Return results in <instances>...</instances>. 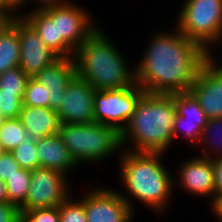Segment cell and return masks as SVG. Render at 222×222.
<instances>
[{
    "label": "cell",
    "instance_id": "1",
    "mask_svg": "<svg viewBox=\"0 0 222 222\" xmlns=\"http://www.w3.org/2000/svg\"><path fill=\"white\" fill-rule=\"evenodd\" d=\"M173 29V30H172ZM152 34L135 68V82L146 92H187L201 65L211 56L176 26Z\"/></svg>",
    "mask_w": 222,
    "mask_h": 222
},
{
    "label": "cell",
    "instance_id": "2",
    "mask_svg": "<svg viewBox=\"0 0 222 222\" xmlns=\"http://www.w3.org/2000/svg\"><path fill=\"white\" fill-rule=\"evenodd\" d=\"M163 154L165 153L133 152L125 149L121 151L118 174L124 192L122 189L119 193L133 213H136V202L156 214H164L169 209L168 203L174 193V175L161 161Z\"/></svg>",
    "mask_w": 222,
    "mask_h": 222
},
{
    "label": "cell",
    "instance_id": "3",
    "mask_svg": "<svg viewBox=\"0 0 222 222\" xmlns=\"http://www.w3.org/2000/svg\"><path fill=\"white\" fill-rule=\"evenodd\" d=\"M176 114L175 94L145 92L120 132L122 149L166 153L174 141Z\"/></svg>",
    "mask_w": 222,
    "mask_h": 222
},
{
    "label": "cell",
    "instance_id": "4",
    "mask_svg": "<svg viewBox=\"0 0 222 222\" xmlns=\"http://www.w3.org/2000/svg\"><path fill=\"white\" fill-rule=\"evenodd\" d=\"M104 31L100 25L75 50L76 75L95 90L131 87L136 83L135 68Z\"/></svg>",
    "mask_w": 222,
    "mask_h": 222
},
{
    "label": "cell",
    "instance_id": "5",
    "mask_svg": "<svg viewBox=\"0 0 222 222\" xmlns=\"http://www.w3.org/2000/svg\"><path fill=\"white\" fill-rule=\"evenodd\" d=\"M58 134L79 166L82 163H101L117 153L119 158L123 150L120 132L115 127L97 122L62 123Z\"/></svg>",
    "mask_w": 222,
    "mask_h": 222
},
{
    "label": "cell",
    "instance_id": "6",
    "mask_svg": "<svg viewBox=\"0 0 222 222\" xmlns=\"http://www.w3.org/2000/svg\"><path fill=\"white\" fill-rule=\"evenodd\" d=\"M183 1L174 26L214 55L211 47L222 43V0Z\"/></svg>",
    "mask_w": 222,
    "mask_h": 222
},
{
    "label": "cell",
    "instance_id": "7",
    "mask_svg": "<svg viewBox=\"0 0 222 222\" xmlns=\"http://www.w3.org/2000/svg\"><path fill=\"white\" fill-rule=\"evenodd\" d=\"M144 93L137 83L121 89L96 90L94 122L115 127L121 132Z\"/></svg>",
    "mask_w": 222,
    "mask_h": 222
},
{
    "label": "cell",
    "instance_id": "8",
    "mask_svg": "<svg viewBox=\"0 0 222 222\" xmlns=\"http://www.w3.org/2000/svg\"><path fill=\"white\" fill-rule=\"evenodd\" d=\"M69 178L71 177L60 171L45 167L31 170L30 186L25 202L19 207L20 213L35 208L59 206L71 193L74 194Z\"/></svg>",
    "mask_w": 222,
    "mask_h": 222
},
{
    "label": "cell",
    "instance_id": "9",
    "mask_svg": "<svg viewBox=\"0 0 222 222\" xmlns=\"http://www.w3.org/2000/svg\"><path fill=\"white\" fill-rule=\"evenodd\" d=\"M74 1L67 0L62 4L43 9V11L51 19H57L58 38H63L75 51L100 24L91 15V12L89 13L84 6Z\"/></svg>",
    "mask_w": 222,
    "mask_h": 222
},
{
    "label": "cell",
    "instance_id": "10",
    "mask_svg": "<svg viewBox=\"0 0 222 222\" xmlns=\"http://www.w3.org/2000/svg\"><path fill=\"white\" fill-rule=\"evenodd\" d=\"M211 55L197 73L190 92L208 119L222 118V61Z\"/></svg>",
    "mask_w": 222,
    "mask_h": 222
},
{
    "label": "cell",
    "instance_id": "11",
    "mask_svg": "<svg viewBox=\"0 0 222 222\" xmlns=\"http://www.w3.org/2000/svg\"><path fill=\"white\" fill-rule=\"evenodd\" d=\"M95 93L93 86L75 75L68 83L64 98L57 110L61 124L94 122Z\"/></svg>",
    "mask_w": 222,
    "mask_h": 222
},
{
    "label": "cell",
    "instance_id": "12",
    "mask_svg": "<svg viewBox=\"0 0 222 222\" xmlns=\"http://www.w3.org/2000/svg\"><path fill=\"white\" fill-rule=\"evenodd\" d=\"M186 159L184 162H181L177 176L175 177L174 175L173 177L174 193L176 188L179 190L180 187L185 193H189L192 196L209 198L210 201L208 202L211 204L215 198L212 161L199 155Z\"/></svg>",
    "mask_w": 222,
    "mask_h": 222
},
{
    "label": "cell",
    "instance_id": "13",
    "mask_svg": "<svg viewBox=\"0 0 222 222\" xmlns=\"http://www.w3.org/2000/svg\"><path fill=\"white\" fill-rule=\"evenodd\" d=\"M12 23L17 27L20 41L19 67L33 77L54 62L58 56L45 45L35 29L23 17L16 16Z\"/></svg>",
    "mask_w": 222,
    "mask_h": 222
},
{
    "label": "cell",
    "instance_id": "14",
    "mask_svg": "<svg viewBox=\"0 0 222 222\" xmlns=\"http://www.w3.org/2000/svg\"><path fill=\"white\" fill-rule=\"evenodd\" d=\"M87 222H124L133 212L116 188L92 187L85 193Z\"/></svg>",
    "mask_w": 222,
    "mask_h": 222
},
{
    "label": "cell",
    "instance_id": "15",
    "mask_svg": "<svg viewBox=\"0 0 222 222\" xmlns=\"http://www.w3.org/2000/svg\"><path fill=\"white\" fill-rule=\"evenodd\" d=\"M76 75V66L73 57H58L50 65L46 66L33 78L48 88L50 97L48 107L58 110L68 83Z\"/></svg>",
    "mask_w": 222,
    "mask_h": 222
},
{
    "label": "cell",
    "instance_id": "16",
    "mask_svg": "<svg viewBox=\"0 0 222 222\" xmlns=\"http://www.w3.org/2000/svg\"><path fill=\"white\" fill-rule=\"evenodd\" d=\"M36 146L39 167L60 171L68 177L79 167L59 134L37 139Z\"/></svg>",
    "mask_w": 222,
    "mask_h": 222
},
{
    "label": "cell",
    "instance_id": "17",
    "mask_svg": "<svg viewBox=\"0 0 222 222\" xmlns=\"http://www.w3.org/2000/svg\"><path fill=\"white\" fill-rule=\"evenodd\" d=\"M19 119L32 139H40L59 133L61 122L56 110L49 107L22 105Z\"/></svg>",
    "mask_w": 222,
    "mask_h": 222
},
{
    "label": "cell",
    "instance_id": "18",
    "mask_svg": "<svg viewBox=\"0 0 222 222\" xmlns=\"http://www.w3.org/2000/svg\"><path fill=\"white\" fill-rule=\"evenodd\" d=\"M38 33L58 57H73L75 51L63 40L58 38L57 19H51L43 10H32L20 13Z\"/></svg>",
    "mask_w": 222,
    "mask_h": 222
},
{
    "label": "cell",
    "instance_id": "19",
    "mask_svg": "<svg viewBox=\"0 0 222 222\" xmlns=\"http://www.w3.org/2000/svg\"><path fill=\"white\" fill-rule=\"evenodd\" d=\"M20 63V41L17 27L11 23L0 33V74L18 67Z\"/></svg>",
    "mask_w": 222,
    "mask_h": 222
},
{
    "label": "cell",
    "instance_id": "20",
    "mask_svg": "<svg viewBox=\"0 0 222 222\" xmlns=\"http://www.w3.org/2000/svg\"><path fill=\"white\" fill-rule=\"evenodd\" d=\"M197 147L200 149L199 156L205 159L213 161L222 158V118L208 119Z\"/></svg>",
    "mask_w": 222,
    "mask_h": 222
},
{
    "label": "cell",
    "instance_id": "21",
    "mask_svg": "<svg viewBox=\"0 0 222 222\" xmlns=\"http://www.w3.org/2000/svg\"><path fill=\"white\" fill-rule=\"evenodd\" d=\"M175 105L180 122L197 123L202 129L206 126L208 118L190 91L175 93Z\"/></svg>",
    "mask_w": 222,
    "mask_h": 222
},
{
    "label": "cell",
    "instance_id": "22",
    "mask_svg": "<svg viewBox=\"0 0 222 222\" xmlns=\"http://www.w3.org/2000/svg\"><path fill=\"white\" fill-rule=\"evenodd\" d=\"M31 181V170L21 168L6 182L8 201L20 207L26 200Z\"/></svg>",
    "mask_w": 222,
    "mask_h": 222
},
{
    "label": "cell",
    "instance_id": "23",
    "mask_svg": "<svg viewBox=\"0 0 222 222\" xmlns=\"http://www.w3.org/2000/svg\"><path fill=\"white\" fill-rule=\"evenodd\" d=\"M27 137V130L19 118L3 120L0 126V143L6 151L10 152L19 146Z\"/></svg>",
    "mask_w": 222,
    "mask_h": 222
},
{
    "label": "cell",
    "instance_id": "24",
    "mask_svg": "<svg viewBox=\"0 0 222 222\" xmlns=\"http://www.w3.org/2000/svg\"><path fill=\"white\" fill-rule=\"evenodd\" d=\"M72 193L58 206L60 222H87L85 194L75 197ZM81 197V198H80ZM76 198V199H75Z\"/></svg>",
    "mask_w": 222,
    "mask_h": 222
},
{
    "label": "cell",
    "instance_id": "25",
    "mask_svg": "<svg viewBox=\"0 0 222 222\" xmlns=\"http://www.w3.org/2000/svg\"><path fill=\"white\" fill-rule=\"evenodd\" d=\"M30 76L19 66L0 74V90L8 94H24Z\"/></svg>",
    "mask_w": 222,
    "mask_h": 222
},
{
    "label": "cell",
    "instance_id": "26",
    "mask_svg": "<svg viewBox=\"0 0 222 222\" xmlns=\"http://www.w3.org/2000/svg\"><path fill=\"white\" fill-rule=\"evenodd\" d=\"M10 152L21 168L33 170L39 167L36 139L27 137L19 146Z\"/></svg>",
    "mask_w": 222,
    "mask_h": 222
},
{
    "label": "cell",
    "instance_id": "27",
    "mask_svg": "<svg viewBox=\"0 0 222 222\" xmlns=\"http://www.w3.org/2000/svg\"><path fill=\"white\" fill-rule=\"evenodd\" d=\"M49 97L50 91L48 88L33 77H30L26 85L22 103L23 105L32 107H48Z\"/></svg>",
    "mask_w": 222,
    "mask_h": 222
},
{
    "label": "cell",
    "instance_id": "28",
    "mask_svg": "<svg viewBox=\"0 0 222 222\" xmlns=\"http://www.w3.org/2000/svg\"><path fill=\"white\" fill-rule=\"evenodd\" d=\"M202 128L197 123L180 122V115L177 113L173 126L174 141L181 138L188 139L192 144L198 146L202 135Z\"/></svg>",
    "mask_w": 222,
    "mask_h": 222
},
{
    "label": "cell",
    "instance_id": "29",
    "mask_svg": "<svg viewBox=\"0 0 222 222\" xmlns=\"http://www.w3.org/2000/svg\"><path fill=\"white\" fill-rule=\"evenodd\" d=\"M24 94H8L0 90V114L4 119L19 118Z\"/></svg>",
    "mask_w": 222,
    "mask_h": 222
},
{
    "label": "cell",
    "instance_id": "30",
    "mask_svg": "<svg viewBox=\"0 0 222 222\" xmlns=\"http://www.w3.org/2000/svg\"><path fill=\"white\" fill-rule=\"evenodd\" d=\"M21 222H60L59 207L35 208L23 211Z\"/></svg>",
    "mask_w": 222,
    "mask_h": 222
},
{
    "label": "cell",
    "instance_id": "31",
    "mask_svg": "<svg viewBox=\"0 0 222 222\" xmlns=\"http://www.w3.org/2000/svg\"><path fill=\"white\" fill-rule=\"evenodd\" d=\"M21 169L11 152L7 151L0 157V179L6 182Z\"/></svg>",
    "mask_w": 222,
    "mask_h": 222
},
{
    "label": "cell",
    "instance_id": "32",
    "mask_svg": "<svg viewBox=\"0 0 222 222\" xmlns=\"http://www.w3.org/2000/svg\"><path fill=\"white\" fill-rule=\"evenodd\" d=\"M0 222H21L19 207L10 202L0 203Z\"/></svg>",
    "mask_w": 222,
    "mask_h": 222
},
{
    "label": "cell",
    "instance_id": "33",
    "mask_svg": "<svg viewBox=\"0 0 222 222\" xmlns=\"http://www.w3.org/2000/svg\"><path fill=\"white\" fill-rule=\"evenodd\" d=\"M32 1H34L35 3H39L40 5H36L37 7L30 8V11L43 10L48 7H53L55 5L62 4L67 0H16V16H20L21 12H19V10H23L24 6H27Z\"/></svg>",
    "mask_w": 222,
    "mask_h": 222
},
{
    "label": "cell",
    "instance_id": "34",
    "mask_svg": "<svg viewBox=\"0 0 222 222\" xmlns=\"http://www.w3.org/2000/svg\"><path fill=\"white\" fill-rule=\"evenodd\" d=\"M16 17V12L11 7L0 5V33L11 25Z\"/></svg>",
    "mask_w": 222,
    "mask_h": 222
},
{
    "label": "cell",
    "instance_id": "35",
    "mask_svg": "<svg viewBox=\"0 0 222 222\" xmlns=\"http://www.w3.org/2000/svg\"><path fill=\"white\" fill-rule=\"evenodd\" d=\"M214 171L215 196L222 194V158L212 161Z\"/></svg>",
    "mask_w": 222,
    "mask_h": 222
},
{
    "label": "cell",
    "instance_id": "36",
    "mask_svg": "<svg viewBox=\"0 0 222 222\" xmlns=\"http://www.w3.org/2000/svg\"><path fill=\"white\" fill-rule=\"evenodd\" d=\"M209 207H211V213H213L217 221L222 222V194L216 195Z\"/></svg>",
    "mask_w": 222,
    "mask_h": 222
},
{
    "label": "cell",
    "instance_id": "37",
    "mask_svg": "<svg viewBox=\"0 0 222 222\" xmlns=\"http://www.w3.org/2000/svg\"><path fill=\"white\" fill-rule=\"evenodd\" d=\"M3 202H9V201H8L6 184L3 180L0 179V203Z\"/></svg>",
    "mask_w": 222,
    "mask_h": 222
},
{
    "label": "cell",
    "instance_id": "38",
    "mask_svg": "<svg viewBox=\"0 0 222 222\" xmlns=\"http://www.w3.org/2000/svg\"><path fill=\"white\" fill-rule=\"evenodd\" d=\"M0 5L11 7L16 12V0H0Z\"/></svg>",
    "mask_w": 222,
    "mask_h": 222
},
{
    "label": "cell",
    "instance_id": "39",
    "mask_svg": "<svg viewBox=\"0 0 222 222\" xmlns=\"http://www.w3.org/2000/svg\"><path fill=\"white\" fill-rule=\"evenodd\" d=\"M134 216L135 214L132 213L124 222H133L132 220H135Z\"/></svg>",
    "mask_w": 222,
    "mask_h": 222
},
{
    "label": "cell",
    "instance_id": "40",
    "mask_svg": "<svg viewBox=\"0 0 222 222\" xmlns=\"http://www.w3.org/2000/svg\"><path fill=\"white\" fill-rule=\"evenodd\" d=\"M5 152H7V151L4 149L3 145L0 143V157H1Z\"/></svg>",
    "mask_w": 222,
    "mask_h": 222
},
{
    "label": "cell",
    "instance_id": "41",
    "mask_svg": "<svg viewBox=\"0 0 222 222\" xmlns=\"http://www.w3.org/2000/svg\"><path fill=\"white\" fill-rule=\"evenodd\" d=\"M3 120H4V118H3L2 115L0 114V126H1V124H2V122H3Z\"/></svg>",
    "mask_w": 222,
    "mask_h": 222
}]
</instances>
